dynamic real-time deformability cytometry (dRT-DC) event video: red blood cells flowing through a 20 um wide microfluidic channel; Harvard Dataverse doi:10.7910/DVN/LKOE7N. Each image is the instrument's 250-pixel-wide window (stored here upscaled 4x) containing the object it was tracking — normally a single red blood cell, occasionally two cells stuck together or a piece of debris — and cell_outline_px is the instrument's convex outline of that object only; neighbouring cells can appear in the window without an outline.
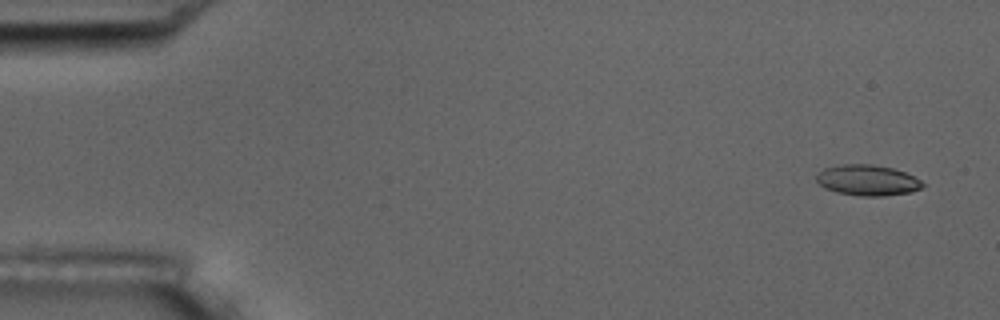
{"species": "common noctule bat (a hibernating species)", "species_latin": "Nyctalus noctula", "temperature_condition": "room temperature", "stored_images_in_passage": 4, "camera_frame_rate_fps": 3000, "um_per_image_px": 0.085, "animal": {"sex": "male", "body_mass_g": 17.5, "forearm_length_mm": 52.3}, "frame": {"image": 1, "passage_image": 1, "time_ms": 0.0, "image_size_px": [1000, 320], "cell_outline_px": [[924, 184], [920, 188], [912, 192], [884, 196], [860, 196], [836, 192], [824, 188], [816, 180], [816, 176], [824, 168], [840, 164], [872, 164], [892, 168], [904, 172], [920, 180]], "centroid_in_image_um": [73.72, 15.32], "position_along_channel_um": 11.3, "area_um2": 18.96}}
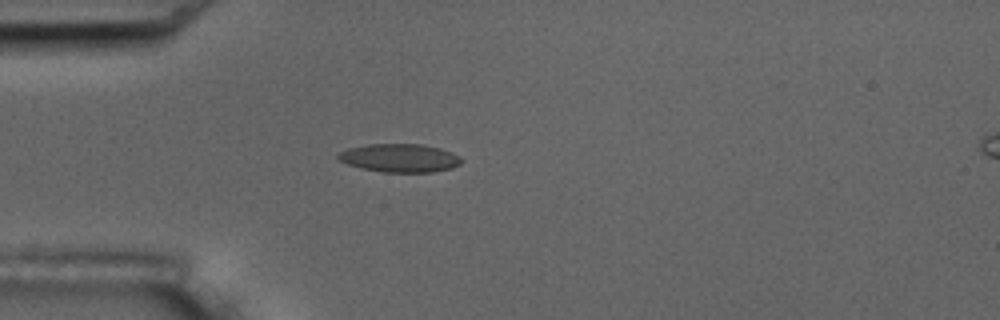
{"frame": {"image": 2, "passage_image": 4, "time_ms": 4.333, "image_size_px": [1000, 320], "cell_outline_px": [[460, 164], [452, 168], [432, 172], [380, 172], [348, 164], [336, 160], [336, 156], [340, 152], [348, 148], [368, 144], [424, 144], [440, 148], [452, 152], [460, 156]], "centroid_in_image_um": [33.97, 13.42], "position_along_channel_um": 51.0, "area_um2": 20.4}}